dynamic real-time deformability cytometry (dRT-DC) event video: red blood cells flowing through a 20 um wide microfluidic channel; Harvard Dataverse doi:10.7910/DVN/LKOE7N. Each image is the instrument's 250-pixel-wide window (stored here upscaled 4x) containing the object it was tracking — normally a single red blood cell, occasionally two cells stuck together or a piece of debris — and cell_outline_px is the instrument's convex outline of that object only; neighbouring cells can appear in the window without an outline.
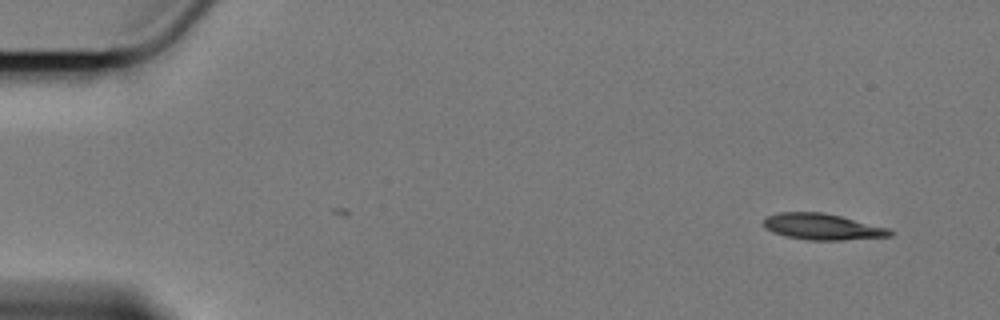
{"species": "Egyptian fruit bat (a non-hibernating species)", "species_latin": "Rousettus aegyptiacus", "temperature_condition": "cold", "stored_images_in_passage": 15, "camera_frame_rate_fps": 3000, "um_per_image_px": 0.085, "animal": {"sex": "female"}, "frame": {"image": 1, "passage_image": 1, "time_ms": 0.0, "image_size_px": [1000, 320], "cell_outline_px": [[896, 232], [892, 236], [844, 240], [808, 240], [784, 236], [772, 232], [764, 228], [764, 220], [768, 216], [776, 212], [820, 212], [840, 216], [888, 228]], "centroid_in_image_um": [69.9, 19.28], "position_along_channel_um": 15.1, "area_um2": 19.31}}
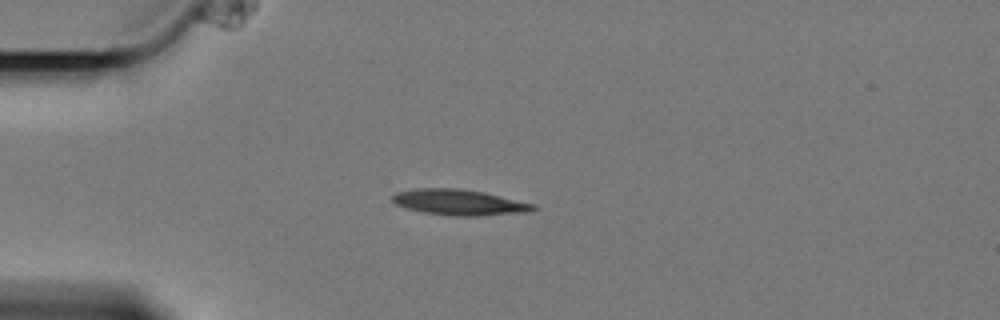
{"frame": {"image": 2, "passage_image": 12, "time_ms": 3.667, "image_size_px": [1000, 320], "cell_outline_px": [[540, 208], [528, 212], [480, 216], [452, 216], [424, 212], [408, 208], [396, 204], [392, 200], [392, 196], [396, 192], [416, 188], [460, 188], [484, 192], [536, 204]], "centroid_in_image_um": [39.09, 17.2], "position_along_channel_um": 45.9, "area_um2": 21.27}}